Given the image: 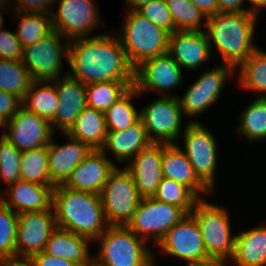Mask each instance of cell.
<instances>
[{"mask_svg": "<svg viewBox=\"0 0 266 266\" xmlns=\"http://www.w3.org/2000/svg\"><path fill=\"white\" fill-rule=\"evenodd\" d=\"M7 125H8V120L0 115V127L2 126L4 128H7Z\"/></svg>", "mask_w": 266, "mask_h": 266, "instance_id": "obj_53", "label": "cell"}, {"mask_svg": "<svg viewBox=\"0 0 266 266\" xmlns=\"http://www.w3.org/2000/svg\"><path fill=\"white\" fill-rule=\"evenodd\" d=\"M22 106V100L9 92L0 90V115L11 119Z\"/></svg>", "mask_w": 266, "mask_h": 266, "instance_id": "obj_44", "label": "cell"}, {"mask_svg": "<svg viewBox=\"0 0 266 266\" xmlns=\"http://www.w3.org/2000/svg\"><path fill=\"white\" fill-rule=\"evenodd\" d=\"M240 87L266 97V52L257 48L240 66Z\"/></svg>", "mask_w": 266, "mask_h": 266, "instance_id": "obj_33", "label": "cell"}, {"mask_svg": "<svg viewBox=\"0 0 266 266\" xmlns=\"http://www.w3.org/2000/svg\"><path fill=\"white\" fill-rule=\"evenodd\" d=\"M115 168L116 166L106 157L105 152L101 149L91 150L71 172L63 186L83 192L100 194L101 189Z\"/></svg>", "mask_w": 266, "mask_h": 266, "instance_id": "obj_19", "label": "cell"}, {"mask_svg": "<svg viewBox=\"0 0 266 266\" xmlns=\"http://www.w3.org/2000/svg\"><path fill=\"white\" fill-rule=\"evenodd\" d=\"M162 143H152L135 155L125 168L132 174L142 198L153 197L163 178Z\"/></svg>", "mask_w": 266, "mask_h": 266, "instance_id": "obj_21", "label": "cell"}, {"mask_svg": "<svg viewBox=\"0 0 266 266\" xmlns=\"http://www.w3.org/2000/svg\"><path fill=\"white\" fill-rule=\"evenodd\" d=\"M256 20L249 12H220L205 20L210 48L215 45L224 64L237 69L258 48L252 43Z\"/></svg>", "mask_w": 266, "mask_h": 266, "instance_id": "obj_3", "label": "cell"}, {"mask_svg": "<svg viewBox=\"0 0 266 266\" xmlns=\"http://www.w3.org/2000/svg\"><path fill=\"white\" fill-rule=\"evenodd\" d=\"M224 260L219 259H208L201 262L189 263L187 266H226Z\"/></svg>", "mask_w": 266, "mask_h": 266, "instance_id": "obj_49", "label": "cell"}, {"mask_svg": "<svg viewBox=\"0 0 266 266\" xmlns=\"http://www.w3.org/2000/svg\"><path fill=\"white\" fill-rule=\"evenodd\" d=\"M235 70L233 66L224 64L221 67L202 73L197 81L185 91L183 98L178 97L183 114L191 118L204 112L214 104L219 98L228 75H233Z\"/></svg>", "mask_w": 266, "mask_h": 266, "instance_id": "obj_16", "label": "cell"}, {"mask_svg": "<svg viewBox=\"0 0 266 266\" xmlns=\"http://www.w3.org/2000/svg\"><path fill=\"white\" fill-rule=\"evenodd\" d=\"M1 12L2 13L4 12L3 9H0V30H2V25H3V21H4Z\"/></svg>", "mask_w": 266, "mask_h": 266, "instance_id": "obj_55", "label": "cell"}, {"mask_svg": "<svg viewBox=\"0 0 266 266\" xmlns=\"http://www.w3.org/2000/svg\"><path fill=\"white\" fill-rule=\"evenodd\" d=\"M61 78L49 81L55 83L54 88L59 101L55 117L50 122L53 130L58 126L66 133L87 106L86 85L68 74H65L62 80Z\"/></svg>", "mask_w": 266, "mask_h": 266, "instance_id": "obj_18", "label": "cell"}, {"mask_svg": "<svg viewBox=\"0 0 266 266\" xmlns=\"http://www.w3.org/2000/svg\"><path fill=\"white\" fill-rule=\"evenodd\" d=\"M56 228L53 210L18 214L16 258H30L35 253L42 252Z\"/></svg>", "mask_w": 266, "mask_h": 266, "instance_id": "obj_13", "label": "cell"}, {"mask_svg": "<svg viewBox=\"0 0 266 266\" xmlns=\"http://www.w3.org/2000/svg\"><path fill=\"white\" fill-rule=\"evenodd\" d=\"M31 83L32 78L22 61L0 59V90L23 100Z\"/></svg>", "mask_w": 266, "mask_h": 266, "instance_id": "obj_36", "label": "cell"}, {"mask_svg": "<svg viewBox=\"0 0 266 266\" xmlns=\"http://www.w3.org/2000/svg\"><path fill=\"white\" fill-rule=\"evenodd\" d=\"M52 208L57 227L92 241L107 229L108 223L99 194L57 185L53 191Z\"/></svg>", "mask_w": 266, "mask_h": 266, "instance_id": "obj_2", "label": "cell"}, {"mask_svg": "<svg viewBox=\"0 0 266 266\" xmlns=\"http://www.w3.org/2000/svg\"><path fill=\"white\" fill-rule=\"evenodd\" d=\"M153 197L180 207L190 214L199 198L185 185L169 178H162Z\"/></svg>", "mask_w": 266, "mask_h": 266, "instance_id": "obj_37", "label": "cell"}, {"mask_svg": "<svg viewBox=\"0 0 266 266\" xmlns=\"http://www.w3.org/2000/svg\"><path fill=\"white\" fill-rule=\"evenodd\" d=\"M121 45L130 65L135 69L143 61L168 52L169 33L141 16L128 10Z\"/></svg>", "mask_w": 266, "mask_h": 266, "instance_id": "obj_4", "label": "cell"}, {"mask_svg": "<svg viewBox=\"0 0 266 266\" xmlns=\"http://www.w3.org/2000/svg\"><path fill=\"white\" fill-rule=\"evenodd\" d=\"M190 214L200 228L207 256L210 259L231 260L236 236H231L227 211L223 207L199 199Z\"/></svg>", "mask_w": 266, "mask_h": 266, "instance_id": "obj_6", "label": "cell"}, {"mask_svg": "<svg viewBox=\"0 0 266 266\" xmlns=\"http://www.w3.org/2000/svg\"><path fill=\"white\" fill-rule=\"evenodd\" d=\"M53 191L54 186H43L20 180L5 190L9 199L6 200L7 196L5 195L4 198L0 196V200L11 209L17 208L15 210L17 214L53 210Z\"/></svg>", "mask_w": 266, "mask_h": 266, "instance_id": "obj_22", "label": "cell"}, {"mask_svg": "<svg viewBox=\"0 0 266 266\" xmlns=\"http://www.w3.org/2000/svg\"><path fill=\"white\" fill-rule=\"evenodd\" d=\"M6 135L0 138V179L6 182L9 187L21 180L20 164L22 152L12 143L5 139Z\"/></svg>", "mask_w": 266, "mask_h": 266, "instance_id": "obj_40", "label": "cell"}, {"mask_svg": "<svg viewBox=\"0 0 266 266\" xmlns=\"http://www.w3.org/2000/svg\"><path fill=\"white\" fill-rule=\"evenodd\" d=\"M36 266H82L79 263L64 258L55 257L44 251L35 253L30 257Z\"/></svg>", "mask_w": 266, "mask_h": 266, "instance_id": "obj_45", "label": "cell"}, {"mask_svg": "<svg viewBox=\"0 0 266 266\" xmlns=\"http://www.w3.org/2000/svg\"><path fill=\"white\" fill-rule=\"evenodd\" d=\"M185 154L198 178L211 190L217 165V146L212 133L199 121L188 122L184 128Z\"/></svg>", "mask_w": 266, "mask_h": 266, "instance_id": "obj_10", "label": "cell"}, {"mask_svg": "<svg viewBox=\"0 0 266 266\" xmlns=\"http://www.w3.org/2000/svg\"><path fill=\"white\" fill-rule=\"evenodd\" d=\"M66 134L87 144L92 150L102 149L107 136L104 112L86 106Z\"/></svg>", "mask_w": 266, "mask_h": 266, "instance_id": "obj_28", "label": "cell"}, {"mask_svg": "<svg viewBox=\"0 0 266 266\" xmlns=\"http://www.w3.org/2000/svg\"><path fill=\"white\" fill-rule=\"evenodd\" d=\"M53 30L36 44L23 48L22 63L28 69L32 81H51L61 76V59H68L69 40Z\"/></svg>", "mask_w": 266, "mask_h": 266, "instance_id": "obj_9", "label": "cell"}, {"mask_svg": "<svg viewBox=\"0 0 266 266\" xmlns=\"http://www.w3.org/2000/svg\"><path fill=\"white\" fill-rule=\"evenodd\" d=\"M127 4L131 7L129 10H136L143 4L150 2L151 0H125Z\"/></svg>", "mask_w": 266, "mask_h": 266, "instance_id": "obj_51", "label": "cell"}, {"mask_svg": "<svg viewBox=\"0 0 266 266\" xmlns=\"http://www.w3.org/2000/svg\"><path fill=\"white\" fill-rule=\"evenodd\" d=\"M168 53L181 67L196 70L212 55L205 31H174L169 34Z\"/></svg>", "mask_w": 266, "mask_h": 266, "instance_id": "obj_20", "label": "cell"}, {"mask_svg": "<svg viewBox=\"0 0 266 266\" xmlns=\"http://www.w3.org/2000/svg\"><path fill=\"white\" fill-rule=\"evenodd\" d=\"M66 61L73 72L67 74L85 85L107 81L134 82V68L115 35L99 34L70 40Z\"/></svg>", "mask_w": 266, "mask_h": 266, "instance_id": "obj_1", "label": "cell"}, {"mask_svg": "<svg viewBox=\"0 0 266 266\" xmlns=\"http://www.w3.org/2000/svg\"><path fill=\"white\" fill-rule=\"evenodd\" d=\"M249 1L252 6L247 8V12L257 17L259 9L266 7V0H246Z\"/></svg>", "mask_w": 266, "mask_h": 266, "instance_id": "obj_48", "label": "cell"}, {"mask_svg": "<svg viewBox=\"0 0 266 266\" xmlns=\"http://www.w3.org/2000/svg\"><path fill=\"white\" fill-rule=\"evenodd\" d=\"M237 131L251 141L266 139V97H257L240 115Z\"/></svg>", "mask_w": 266, "mask_h": 266, "instance_id": "obj_34", "label": "cell"}, {"mask_svg": "<svg viewBox=\"0 0 266 266\" xmlns=\"http://www.w3.org/2000/svg\"><path fill=\"white\" fill-rule=\"evenodd\" d=\"M90 242L93 241L89 238L57 227L50 235L43 251L83 265L93 258L87 246Z\"/></svg>", "mask_w": 266, "mask_h": 266, "instance_id": "obj_26", "label": "cell"}, {"mask_svg": "<svg viewBox=\"0 0 266 266\" xmlns=\"http://www.w3.org/2000/svg\"><path fill=\"white\" fill-rule=\"evenodd\" d=\"M246 0H217L220 12H247V9L242 7Z\"/></svg>", "mask_w": 266, "mask_h": 266, "instance_id": "obj_47", "label": "cell"}, {"mask_svg": "<svg viewBox=\"0 0 266 266\" xmlns=\"http://www.w3.org/2000/svg\"><path fill=\"white\" fill-rule=\"evenodd\" d=\"M23 48L16 32L0 30V59L22 61Z\"/></svg>", "mask_w": 266, "mask_h": 266, "instance_id": "obj_42", "label": "cell"}, {"mask_svg": "<svg viewBox=\"0 0 266 266\" xmlns=\"http://www.w3.org/2000/svg\"><path fill=\"white\" fill-rule=\"evenodd\" d=\"M171 13L176 30L203 31L201 19H207L200 9L190 0H165Z\"/></svg>", "mask_w": 266, "mask_h": 266, "instance_id": "obj_39", "label": "cell"}, {"mask_svg": "<svg viewBox=\"0 0 266 266\" xmlns=\"http://www.w3.org/2000/svg\"><path fill=\"white\" fill-rule=\"evenodd\" d=\"M138 94V90L131 86L105 111L107 130L121 131L140 119V112H137L132 104V98Z\"/></svg>", "mask_w": 266, "mask_h": 266, "instance_id": "obj_31", "label": "cell"}, {"mask_svg": "<svg viewBox=\"0 0 266 266\" xmlns=\"http://www.w3.org/2000/svg\"><path fill=\"white\" fill-rule=\"evenodd\" d=\"M182 68L167 52L143 61L134 69V87L138 92L166 91L182 82Z\"/></svg>", "mask_w": 266, "mask_h": 266, "instance_id": "obj_17", "label": "cell"}, {"mask_svg": "<svg viewBox=\"0 0 266 266\" xmlns=\"http://www.w3.org/2000/svg\"><path fill=\"white\" fill-rule=\"evenodd\" d=\"M152 144L149 139L145 126L141 119L128 128L115 131L107 130L105 144L102 151L106 152L108 148L114 153L119 161H130L142 149Z\"/></svg>", "mask_w": 266, "mask_h": 266, "instance_id": "obj_25", "label": "cell"}, {"mask_svg": "<svg viewBox=\"0 0 266 266\" xmlns=\"http://www.w3.org/2000/svg\"><path fill=\"white\" fill-rule=\"evenodd\" d=\"M7 128L5 139L21 152L48 146L54 134L50 121L23 106L8 120Z\"/></svg>", "mask_w": 266, "mask_h": 266, "instance_id": "obj_15", "label": "cell"}, {"mask_svg": "<svg viewBox=\"0 0 266 266\" xmlns=\"http://www.w3.org/2000/svg\"><path fill=\"white\" fill-rule=\"evenodd\" d=\"M20 175L22 181L53 186L49 176L48 146L22 151Z\"/></svg>", "mask_w": 266, "mask_h": 266, "instance_id": "obj_30", "label": "cell"}, {"mask_svg": "<svg viewBox=\"0 0 266 266\" xmlns=\"http://www.w3.org/2000/svg\"><path fill=\"white\" fill-rule=\"evenodd\" d=\"M69 137V143L56 145L53 140L48 145L49 176L51 184L55 187L63 185L70 177L71 172L91 152V148L82 141Z\"/></svg>", "mask_w": 266, "mask_h": 266, "instance_id": "obj_23", "label": "cell"}, {"mask_svg": "<svg viewBox=\"0 0 266 266\" xmlns=\"http://www.w3.org/2000/svg\"><path fill=\"white\" fill-rule=\"evenodd\" d=\"M18 214L0 200V265L16 258Z\"/></svg>", "mask_w": 266, "mask_h": 266, "instance_id": "obj_38", "label": "cell"}, {"mask_svg": "<svg viewBox=\"0 0 266 266\" xmlns=\"http://www.w3.org/2000/svg\"><path fill=\"white\" fill-rule=\"evenodd\" d=\"M20 19L16 35L22 48L36 44L53 31L51 17L46 13L14 12ZM19 14H21L19 16ZM47 15V16H46ZM19 16V17H18ZM48 17V18H47Z\"/></svg>", "mask_w": 266, "mask_h": 266, "instance_id": "obj_32", "label": "cell"}, {"mask_svg": "<svg viewBox=\"0 0 266 266\" xmlns=\"http://www.w3.org/2000/svg\"><path fill=\"white\" fill-rule=\"evenodd\" d=\"M135 11L169 34L177 31L165 0H151Z\"/></svg>", "mask_w": 266, "mask_h": 266, "instance_id": "obj_41", "label": "cell"}, {"mask_svg": "<svg viewBox=\"0 0 266 266\" xmlns=\"http://www.w3.org/2000/svg\"><path fill=\"white\" fill-rule=\"evenodd\" d=\"M193 2L206 18L217 15L219 13V7L217 0H190Z\"/></svg>", "mask_w": 266, "mask_h": 266, "instance_id": "obj_46", "label": "cell"}, {"mask_svg": "<svg viewBox=\"0 0 266 266\" xmlns=\"http://www.w3.org/2000/svg\"><path fill=\"white\" fill-rule=\"evenodd\" d=\"M186 215L180 207L154 197H144L127 227L145 241L152 236L157 244Z\"/></svg>", "mask_w": 266, "mask_h": 266, "instance_id": "obj_8", "label": "cell"}, {"mask_svg": "<svg viewBox=\"0 0 266 266\" xmlns=\"http://www.w3.org/2000/svg\"><path fill=\"white\" fill-rule=\"evenodd\" d=\"M165 95L143 107L140 119L152 143L175 144L179 139L181 118L178 96Z\"/></svg>", "mask_w": 266, "mask_h": 266, "instance_id": "obj_11", "label": "cell"}, {"mask_svg": "<svg viewBox=\"0 0 266 266\" xmlns=\"http://www.w3.org/2000/svg\"><path fill=\"white\" fill-rule=\"evenodd\" d=\"M4 266H36L30 258H15L8 261Z\"/></svg>", "mask_w": 266, "mask_h": 266, "instance_id": "obj_50", "label": "cell"}, {"mask_svg": "<svg viewBox=\"0 0 266 266\" xmlns=\"http://www.w3.org/2000/svg\"><path fill=\"white\" fill-rule=\"evenodd\" d=\"M8 2V0H0V9H4V7L8 6L7 8H5L6 10L8 8H10L9 4H6Z\"/></svg>", "mask_w": 266, "mask_h": 266, "instance_id": "obj_54", "label": "cell"}, {"mask_svg": "<svg viewBox=\"0 0 266 266\" xmlns=\"http://www.w3.org/2000/svg\"><path fill=\"white\" fill-rule=\"evenodd\" d=\"M58 12L51 10L53 30L61 36L73 40L85 38L99 25L100 16L95 0H55ZM95 3V4H94Z\"/></svg>", "mask_w": 266, "mask_h": 266, "instance_id": "obj_12", "label": "cell"}, {"mask_svg": "<svg viewBox=\"0 0 266 266\" xmlns=\"http://www.w3.org/2000/svg\"><path fill=\"white\" fill-rule=\"evenodd\" d=\"M82 266H104L101 263H99L95 257L92 258L88 263L83 264Z\"/></svg>", "mask_w": 266, "mask_h": 266, "instance_id": "obj_52", "label": "cell"}, {"mask_svg": "<svg viewBox=\"0 0 266 266\" xmlns=\"http://www.w3.org/2000/svg\"><path fill=\"white\" fill-rule=\"evenodd\" d=\"M41 83L46 85L43 86ZM39 85L42 86L38 88ZM22 106L51 121L59 107L58 95L53 83L49 81H32L26 96L22 100Z\"/></svg>", "mask_w": 266, "mask_h": 266, "instance_id": "obj_29", "label": "cell"}, {"mask_svg": "<svg viewBox=\"0 0 266 266\" xmlns=\"http://www.w3.org/2000/svg\"><path fill=\"white\" fill-rule=\"evenodd\" d=\"M157 245L165 254L182 258L187 264L210 259L206 253L200 228L191 214H187L176 223Z\"/></svg>", "mask_w": 266, "mask_h": 266, "instance_id": "obj_14", "label": "cell"}, {"mask_svg": "<svg viewBox=\"0 0 266 266\" xmlns=\"http://www.w3.org/2000/svg\"><path fill=\"white\" fill-rule=\"evenodd\" d=\"M236 266L266 265V226L243 231L235 237L234 254Z\"/></svg>", "mask_w": 266, "mask_h": 266, "instance_id": "obj_27", "label": "cell"}, {"mask_svg": "<svg viewBox=\"0 0 266 266\" xmlns=\"http://www.w3.org/2000/svg\"><path fill=\"white\" fill-rule=\"evenodd\" d=\"M15 5L13 8L15 11L18 12H30V13H46L49 14L51 13L54 1L55 0H14ZM20 8V9H19Z\"/></svg>", "mask_w": 266, "mask_h": 266, "instance_id": "obj_43", "label": "cell"}, {"mask_svg": "<svg viewBox=\"0 0 266 266\" xmlns=\"http://www.w3.org/2000/svg\"><path fill=\"white\" fill-rule=\"evenodd\" d=\"M131 86H134V82L107 81L87 84V106L105 113Z\"/></svg>", "mask_w": 266, "mask_h": 266, "instance_id": "obj_35", "label": "cell"}, {"mask_svg": "<svg viewBox=\"0 0 266 266\" xmlns=\"http://www.w3.org/2000/svg\"><path fill=\"white\" fill-rule=\"evenodd\" d=\"M162 175L187 186L199 199L200 192L213 193L197 176L184 150L177 144L162 143Z\"/></svg>", "mask_w": 266, "mask_h": 266, "instance_id": "obj_24", "label": "cell"}, {"mask_svg": "<svg viewBox=\"0 0 266 266\" xmlns=\"http://www.w3.org/2000/svg\"><path fill=\"white\" fill-rule=\"evenodd\" d=\"M99 195L108 225L127 226L142 199L132 174L117 167Z\"/></svg>", "mask_w": 266, "mask_h": 266, "instance_id": "obj_7", "label": "cell"}, {"mask_svg": "<svg viewBox=\"0 0 266 266\" xmlns=\"http://www.w3.org/2000/svg\"><path fill=\"white\" fill-rule=\"evenodd\" d=\"M101 240L95 258L104 266H154V257L146 241L127 226L108 225L97 238Z\"/></svg>", "mask_w": 266, "mask_h": 266, "instance_id": "obj_5", "label": "cell"}]
</instances>
